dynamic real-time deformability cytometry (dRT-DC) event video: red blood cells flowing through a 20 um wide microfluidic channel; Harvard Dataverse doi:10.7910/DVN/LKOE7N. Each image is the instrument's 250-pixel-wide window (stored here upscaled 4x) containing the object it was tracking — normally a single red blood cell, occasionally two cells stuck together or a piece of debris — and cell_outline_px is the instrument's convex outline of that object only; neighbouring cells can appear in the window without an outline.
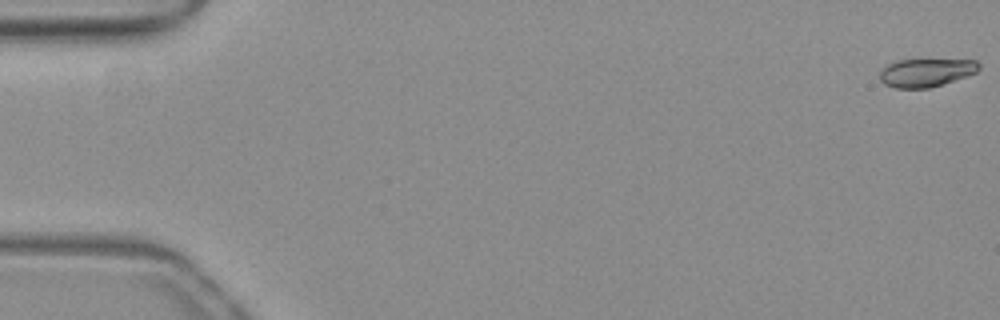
{"species": "common noctule bat (a hibernating species)", "species_latin": "Nyctalus noctula", "temperature_condition": "warm", "stored_images_in_passage": 53, "camera_frame_rate_fps": 3000, "um_per_image_px": 0.085, "animal": {"sex": "female", "body_mass_g": 19.3, "forearm_length_mm": 54.1}, "frame": {"image": 1, "passage_image": 1, "time_ms": 0.0, "image_size_px": [1000, 320], "cell_outline_px": [[980, 68], [976, 72], [968, 76], [944, 84], [928, 88], [896, 88], [884, 84], [880, 80], [880, 72], [888, 64], [896, 60], [976, 60], [980, 64]], "centroid_in_image_um": [78.73, 6.18], "position_along_channel_um": 6.3, "area_um2": 16.3}}
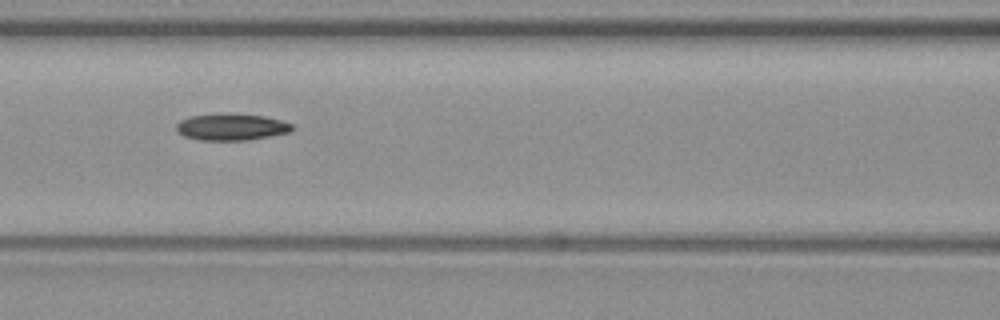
{"frame": {"image": 2, "passage_image": 24, "time_ms": 7.667, "image_size_px": [1000, 320], "cell_outline_px": [[292, 128], [288, 132], [248, 140], [200, 140], [184, 136], [176, 132], [176, 124], [180, 120], [192, 116], [220, 112], [264, 116], [280, 120], [292, 124]], "centroid_in_image_um": [19.6, 10.78], "position_along_channel_um": 147.0, "area_um2": 18.03}}
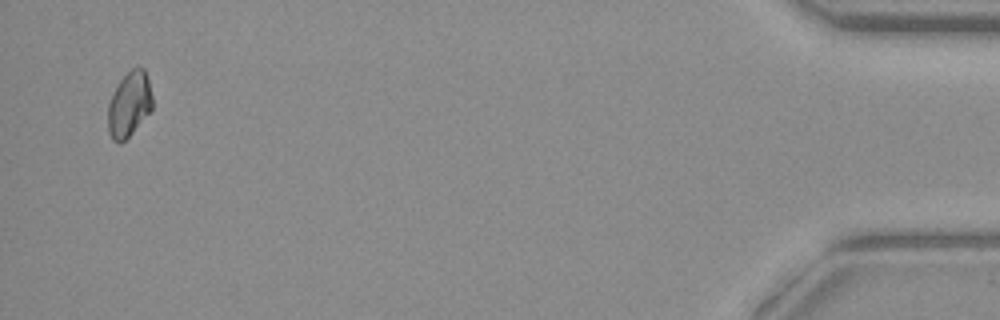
{"frame": {"image": 3, "passage_image": 52, "time_ms": 17.0, "image_size_px": [1000, 320], "cell_outline_px": [[152, 108], [132, 132], [120, 144], [112, 140], [108, 132], [108, 104], [120, 80], [136, 64], [140, 64], [144, 68], [148, 80], [152, 96]], "centroid_in_image_um": [10.98, 8.84], "position_along_channel_um": 424.2, "area_um2": 16.7}, "authors_computed_cell_mechanics": {"area_um2": 17.5134, "velocity_mm_per_s": 3.9267, "shape_relaxation_time_tau1_ms": 6.7595, "shape_relaxation_time_tau2_ms": 5.8108, "deformation_change_tau1": 0.1746, "deformation_change_tau2": 0.0957}}